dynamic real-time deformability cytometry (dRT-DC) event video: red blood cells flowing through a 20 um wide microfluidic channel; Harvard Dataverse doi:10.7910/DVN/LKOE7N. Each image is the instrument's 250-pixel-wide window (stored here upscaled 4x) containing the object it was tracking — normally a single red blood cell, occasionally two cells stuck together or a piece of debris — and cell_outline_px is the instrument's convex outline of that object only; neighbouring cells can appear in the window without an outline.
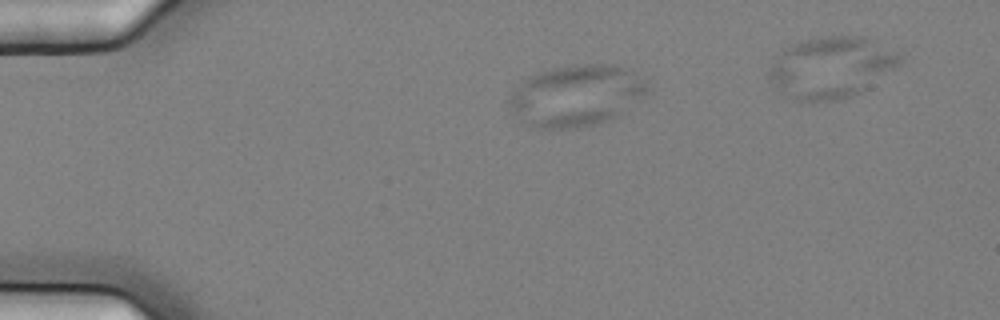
{"species": "common noctule bat (a hibernating species)", "species_latin": "Nyctalus noctula", "temperature_condition": "cold", "stored_images_in_passage": 3, "camera_frame_rate_fps": 3000, "um_per_image_px": 0.085, "animal": {"sex": "female", "body_mass_g": 25.1}, "frame": {"image": 1, "passage_image": 1, "time_ms": 0.0, "image_size_px": [1000, 320], "cell_outline_px": [[648, 88], [640, 96], [616, 116], [608, 120], [592, 124], [572, 128], [540, 128], [524, 124], [520, 120], [508, 104], [508, 100], [512, 92], [520, 80], [536, 72], [552, 68], [572, 64], [616, 64], [628, 68], [644, 80]], "centroid_in_image_um": [48.89, 8.09], "position_along_channel_um": 36.1, "area_um2": 49.01}}
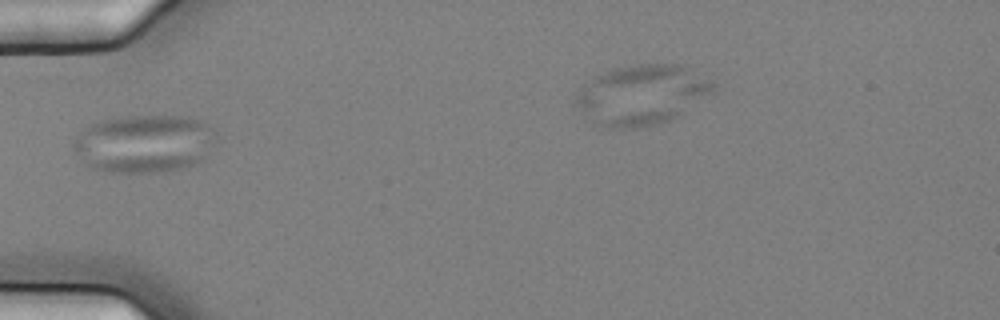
{"frame": {"image": 2, "passage_image": 3, "time_ms": 0.667, "image_size_px": [1000, 320], "cell_outline_px": [[216, 132], [212, 144], [204, 160], [196, 164], [164, 172], [108, 172], [92, 168], [76, 152], [72, 144], [80, 132], [88, 124], [100, 120], [120, 116], [188, 116], [200, 120], [208, 124]], "centroid_in_image_um": [12.27, 12.19], "position_along_channel_um": 72.7, "area_um2": 48.32}}